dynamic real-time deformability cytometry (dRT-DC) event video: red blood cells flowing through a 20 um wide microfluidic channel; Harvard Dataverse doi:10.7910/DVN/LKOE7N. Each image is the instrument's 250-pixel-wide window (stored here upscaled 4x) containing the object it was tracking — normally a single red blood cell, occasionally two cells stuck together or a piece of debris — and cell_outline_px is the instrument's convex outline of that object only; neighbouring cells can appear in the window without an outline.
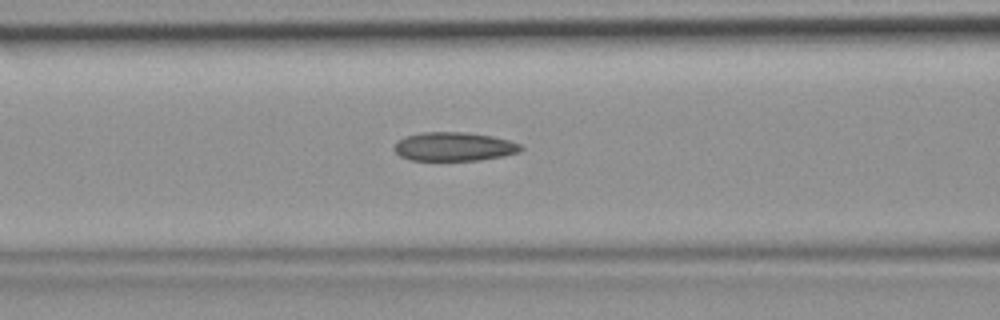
{"species": "common noctule bat (a hibernating species)", "species_latin": "Nyctalus noctula", "temperature_condition": "room temperature", "stored_images_in_passage": 46, "camera_frame_rate_fps": 3000, "um_per_image_px": 0.085, "animal": {"sex": "female", "body_mass_g": 19.9}, "frame": {"image": 1, "passage_image": 19, "time_ms": 6.0, "image_size_px": [1000, 320], "cell_outline_px": [[524, 148], [520, 152], [504, 156], [480, 160], [408, 160], [400, 156], [392, 148], [404, 136], [424, 132], [464, 132], [492, 136], [508, 140], [520, 144]], "centroid_in_image_um": [38.6, 12.46], "position_along_channel_um": 128.0, "area_um2": 21.27}}
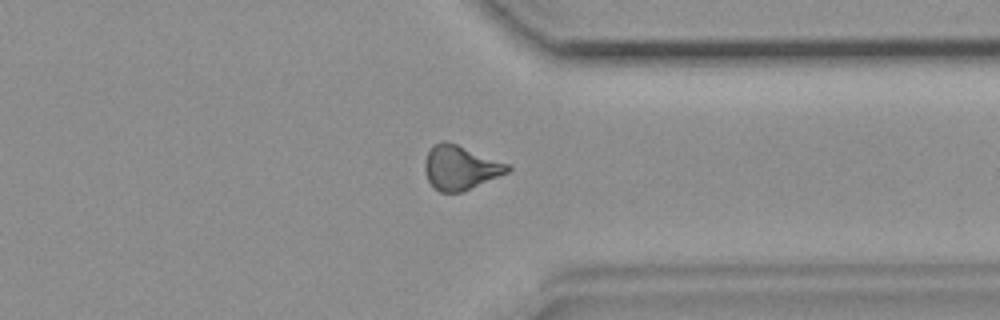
{"frame": {"image": 2, "passage_image": 36, "time_ms": 11.667, "image_size_px": [1000, 320], "cell_outline_px": [[512, 168], [508, 172], [460, 192], [440, 192], [428, 180], [424, 168], [424, 160], [432, 144], [440, 140], [444, 140], [456, 144], [508, 164]], "centroid_in_image_um": [39.08, 14.22], "position_along_channel_um": 372.3, "area_um2": 20.92}}
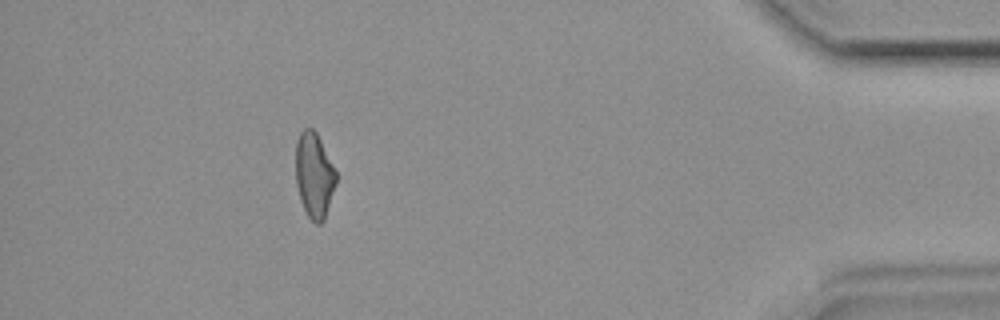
{"frame": {"image": 3, "passage_image": 42, "time_ms": 13.667, "image_size_px": [1000, 320], "cell_outline_px": [[336, 184], [324, 220], [320, 224], [316, 224], [308, 216], [300, 200], [296, 184], [296, 140], [300, 132], [304, 128], [312, 128], [316, 132], [336, 172]], "centroid_in_image_um": [26.69, 14.9], "position_along_channel_um": 408.5, "area_um2": 19.88}}